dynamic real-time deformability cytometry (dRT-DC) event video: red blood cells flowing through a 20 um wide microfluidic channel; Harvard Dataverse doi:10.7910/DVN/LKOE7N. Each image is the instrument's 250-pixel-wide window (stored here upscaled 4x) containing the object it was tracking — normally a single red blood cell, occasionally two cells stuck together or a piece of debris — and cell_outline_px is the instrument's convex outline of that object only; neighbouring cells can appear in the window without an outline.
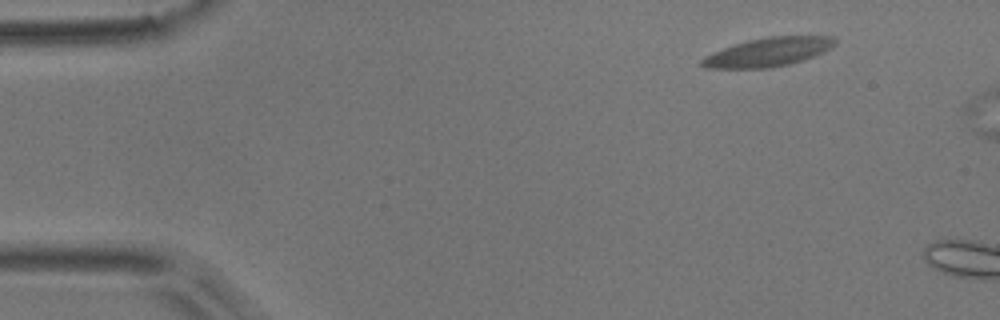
{"species": "common noctule bat (a hibernating species)", "species_latin": "Nyctalus noctula", "temperature_condition": "room temperature", "stored_images_in_passage": 4, "camera_frame_rate_fps": 3000, "um_per_image_px": 0.085, "animal": {"sex": "male", "body_mass_g": 17.9}, "frame": {"image": 1, "passage_image": 4, "time_ms": 1.0, "image_size_px": [1000, 320], "cell_outline_px": [[836, 44], [824, 52], [788, 64], [772, 68], [704, 68], [700, 64], [700, 60], [704, 56], [712, 52], [748, 40], [768, 36], [832, 36], [836, 40]], "centroid_in_image_um": [65.27, 4.42], "position_along_channel_um": 19.7, "area_um2": 22.2}}